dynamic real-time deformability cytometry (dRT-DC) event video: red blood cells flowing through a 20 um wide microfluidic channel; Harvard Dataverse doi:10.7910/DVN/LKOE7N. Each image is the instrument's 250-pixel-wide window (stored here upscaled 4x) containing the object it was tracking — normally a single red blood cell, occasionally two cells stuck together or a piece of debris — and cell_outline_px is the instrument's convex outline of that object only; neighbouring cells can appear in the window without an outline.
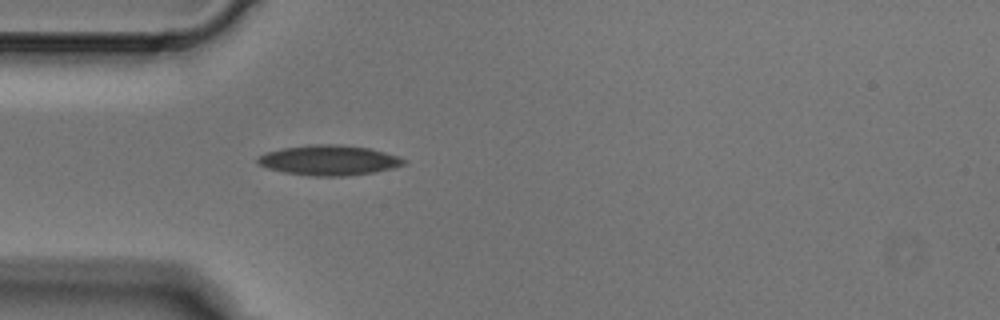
{"species": "Egyptian fruit bat (a non-hibernating species)", "species_latin": "Rousettus aegyptiacus", "temperature_condition": "cold", "stored_images_in_passage": 4, "camera_frame_rate_fps": 3000, "um_per_image_px": 0.085, "animal": {"sex": "male"}, "frame": {"image": 1, "passage_image": 4, "time_ms": 1.0, "image_size_px": [1000, 320], "cell_outline_px": [[408, 160], [404, 164], [392, 168], [372, 172], [344, 176], [312, 176], [284, 172], [268, 168], [260, 164], [256, 160], [256, 156], [264, 152], [284, 148], [308, 144], [336, 144], [368, 148], [384, 152]], "centroid_in_image_um": [27.91, 13.61], "position_along_channel_um": 57.1, "area_um2": 25.49}}